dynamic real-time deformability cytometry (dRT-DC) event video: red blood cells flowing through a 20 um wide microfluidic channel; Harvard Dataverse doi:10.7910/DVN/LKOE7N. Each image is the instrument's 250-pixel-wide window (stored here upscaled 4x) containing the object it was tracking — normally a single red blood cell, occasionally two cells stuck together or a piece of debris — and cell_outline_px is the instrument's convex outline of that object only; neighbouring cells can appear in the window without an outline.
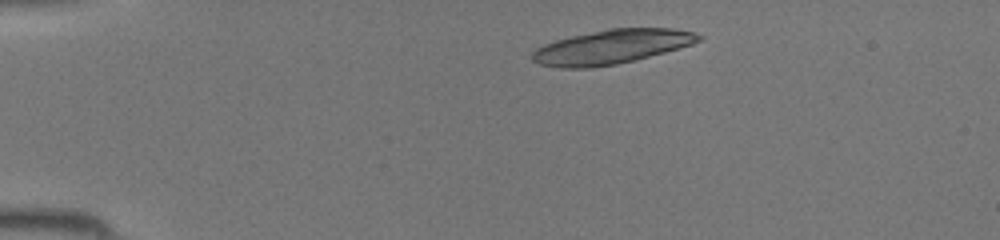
{"species": "common noctule bat (a hibernating species)", "species_latin": "Nyctalus noctula", "temperature_condition": "room temperature", "stored_images_in_passage": 36, "segment_of_instrument_passage": [1, 2], "camera_frame_rate_fps": 3000, "um_per_image_px": 0.085, "animal": {"sex": "female", "body_mass_g": 19.5, "forearm_length_mm": 54.1}, "frame": {"image": 1, "passage_image": 1, "time_ms": 0.0, "image_size_px": [1000, 240], "cell_outline_px": [[704, 36], [700, 40], [692, 44], [680, 48], [616, 64], [592, 68], [560, 68], [540, 64], [532, 60], [532, 52], [536, 48], [544, 44], [556, 40], [572, 36], [608, 28], [672, 28], [696, 32]], "centroid_in_image_um": [51.99, 3.97], "position_along_channel_um": 33.0, "area_um2": 33.12}}